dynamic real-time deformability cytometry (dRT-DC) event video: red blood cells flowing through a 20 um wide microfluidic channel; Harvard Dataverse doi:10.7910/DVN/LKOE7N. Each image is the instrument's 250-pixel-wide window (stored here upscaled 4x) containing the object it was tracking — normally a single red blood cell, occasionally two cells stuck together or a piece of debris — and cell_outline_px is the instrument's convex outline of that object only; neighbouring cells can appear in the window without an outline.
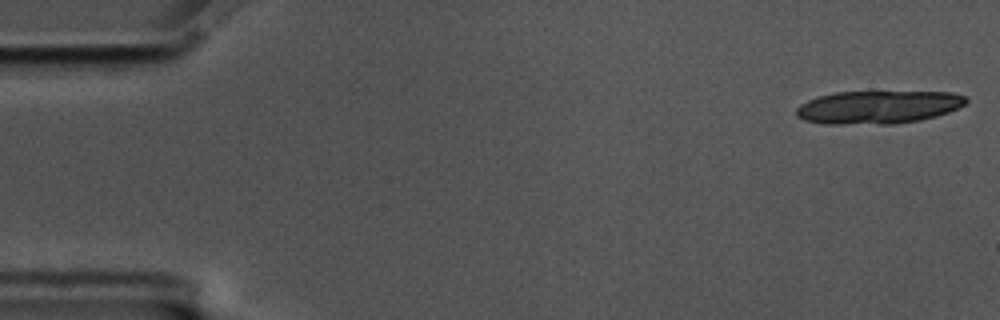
{"species": "common noctule bat (a hibernating species)", "species_latin": "Nyctalus noctula", "temperature_condition": "cold", "stored_images_in_passage": 18, "camera_frame_rate_fps": 3000, "um_per_image_px": 0.085, "animal": {"sex": "male", "body_mass_g": 17.5, "forearm_length_mm": 52.3}, "frame": {"image": 1, "passage_image": 1, "time_ms": 0.0, "image_size_px": [1000, 320], "cell_outline_px": [[968, 100], [964, 104], [948, 112], [936, 116], [920, 120], [892, 124], [824, 124], [804, 120], [796, 116], [796, 108], [800, 104], [808, 100], [820, 96], [836, 92], [952, 92], [964, 96]], "centroid_in_image_um": [74.61, 9.11], "position_along_channel_um": 10.4, "area_um2": 32.6}}